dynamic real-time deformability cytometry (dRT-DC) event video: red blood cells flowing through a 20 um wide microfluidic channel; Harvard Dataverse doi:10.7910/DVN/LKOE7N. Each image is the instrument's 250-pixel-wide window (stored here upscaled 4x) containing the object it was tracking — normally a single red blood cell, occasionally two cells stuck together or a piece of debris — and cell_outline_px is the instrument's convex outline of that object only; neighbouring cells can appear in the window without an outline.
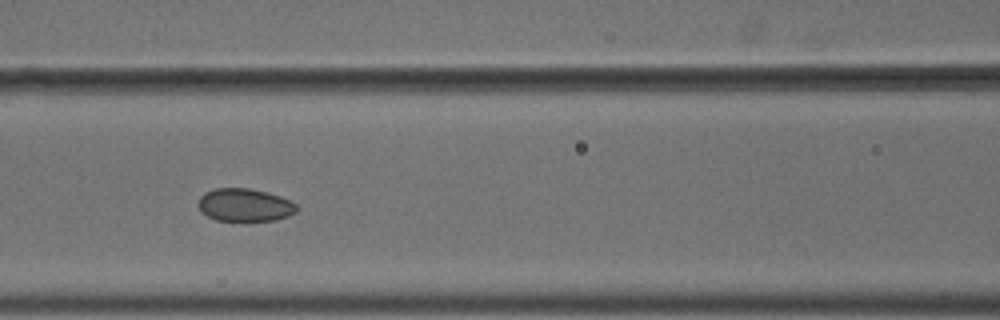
{"species": "common noctule bat (a hibernating species)", "species_latin": "Nyctalus noctula", "temperature_condition": "cold", "stored_images_in_passage": 11, "camera_frame_rate_fps": 3000, "um_per_image_px": 0.085, "animal": {"sex": "male", "body_mass_g": 18.8}, "frame": {"image": 1, "passage_image": 7, "time_ms": 2.0, "image_size_px": [1000, 320], "cell_outline_px": [[296, 212], [288, 216], [276, 220], [216, 220], [200, 212], [196, 204], [200, 196], [204, 192], [216, 188], [248, 188], [268, 192], [280, 196], [296, 204]], "centroid_in_image_um": [20.75, 17.41], "position_along_channel_um": 145.8, "area_um2": 18.9}}
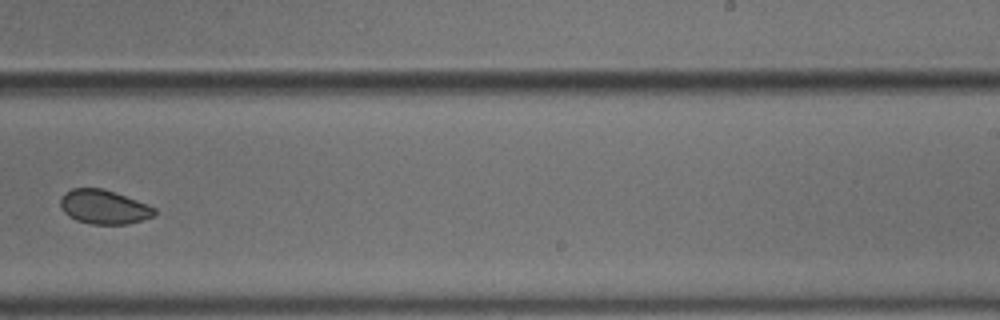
{"frame": {"image": 2, "passage_image": 10, "time_ms": 3.0, "image_size_px": [1000, 320], "cell_outline_px": [[156, 216], [144, 220], [128, 224], [92, 224], [76, 220], [68, 216], [60, 208], [60, 200], [64, 192], [72, 188], [100, 188], [136, 200], [156, 208]], "centroid_in_image_um": [8.82, 17.6], "position_along_channel_um": 280.2, "area_um2": 18.73}}
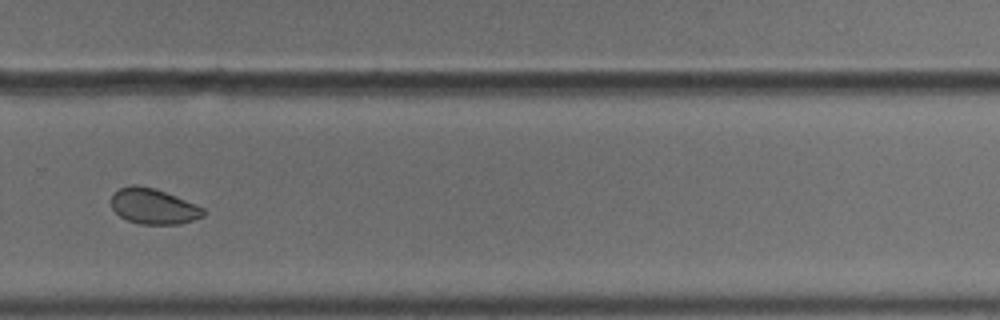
{"frame": {"image": 3, "passage_image": 11, "time_ms": 3.333, "image_size_px": [1000, 320], "cell_outline_px": [[204, 216], [180, 224], [140, 224], [128, 220], [120, 216], [112, 208], [112, 196], [120, 188], [152, 188], [164, 192], [204, 208]], "centroid_in_image_um": [13.07, 17.59], "position_along_channel_um": 316.7, "area_um2": 18.15}}